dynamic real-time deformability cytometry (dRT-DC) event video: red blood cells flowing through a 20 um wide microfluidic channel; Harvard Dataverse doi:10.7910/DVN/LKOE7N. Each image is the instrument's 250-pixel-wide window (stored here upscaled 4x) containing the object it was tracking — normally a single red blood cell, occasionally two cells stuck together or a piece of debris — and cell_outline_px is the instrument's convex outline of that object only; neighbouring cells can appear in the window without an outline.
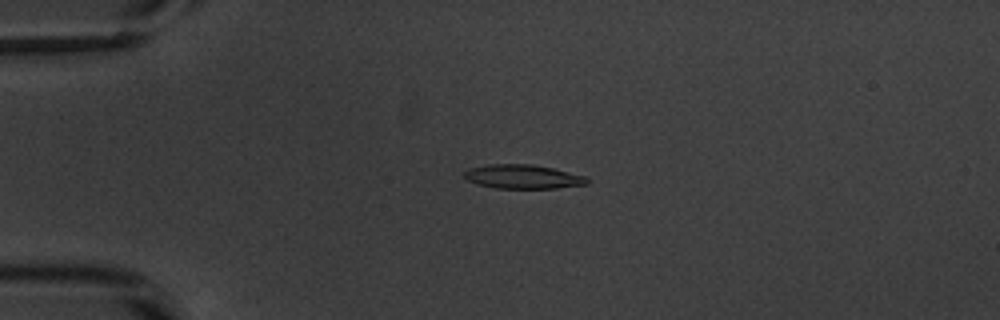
{"species": "common noctule bat (a hibernating species)", "species_latin": "Nyctalus noctula", "temperature_condition": "warm", "stored_images_in_passage": 50, "camera_frame_rate_fps": 3000, "um_per_image_px": 0.085, "animal": {"sex": "male", "body_mass_g": 20.1, "forearm_length_mm": 53.5}, "frame": {"image": 1, "passage_image": 10, "time_ms": 3.0, "image_size_px": [1000, 320], "cell_outline_px": [[588, 184], [556, 188], [496, 188], [480, 184], [468, 180], [464, 176], [464, 172], [468, 168], [488, 164], [532, 164], [552, 168], [588, 176]], "centroid_in_image_um": [44.47, 15.01], "position_along_channel_um": 40.5, "area_um2": 17.17}}
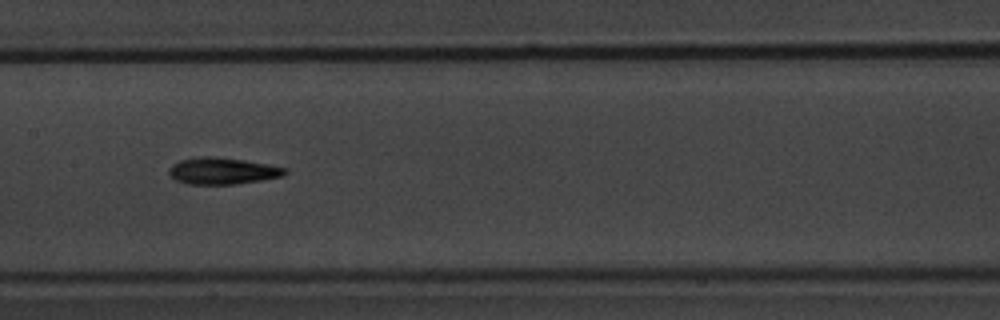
{"frame": {"image": 2, "passage_image": 24, "time_ms": 7.667, "image_size_px": [1000, 320], "cell_outline_px": [[288, 172], [284, 176], [236, 184], [188, 184], [176, 180], [168, 172], [168, 168], [172, 164], [180, 160], [200, 156], [208, 156], [244, 160], [288, 168]], "centroid_in_image_um": [18.91, 14.53], "position_along_channel_um": 188.5, "area_um2": 17.98}}
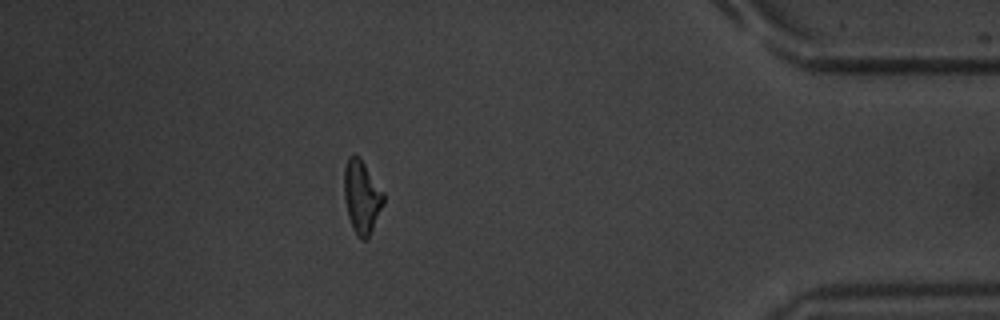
{"frame": {"image": 3, "passage_image": 44, "time_ms": 14.333, "image_size_px": [1000, 320], "cell_outline_px": [[384, 204], [368, 240], [360, 240], [356, 236], [352, 228], [348, 216], [344, 200], [344, 168], [348, 156], [352, 152], [364, 164], [384, 192]], "centroid_in_image_um": [30.74, 16.78], "position_along_channel_um": 404.5, "area_um2": 16.99}, "authors_computed_cell_mechanics": {"area_um2": 16.8487, "velocity_mm_per_s": 3.85, "shape_relaxation_time_tau1_ms": 3.2115, "shape_relaxation_time_tau2_ms": 3.5669, "deformation_change_tau1": 0.1533, "deformation_change_tau2": 0.1429}}